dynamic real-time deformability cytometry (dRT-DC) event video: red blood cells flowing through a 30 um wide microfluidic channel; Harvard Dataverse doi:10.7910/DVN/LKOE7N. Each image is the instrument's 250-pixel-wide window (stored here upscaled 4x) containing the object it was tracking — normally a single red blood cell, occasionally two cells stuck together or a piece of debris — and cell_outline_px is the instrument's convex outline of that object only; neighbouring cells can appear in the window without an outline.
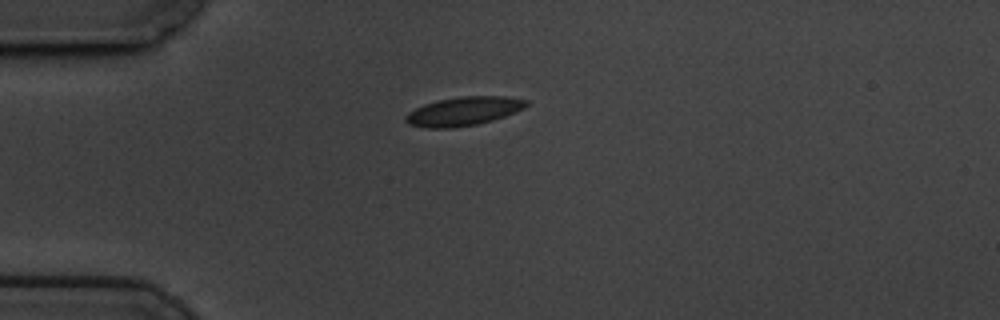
{"species": "common noctule bat (a hibernating species)", "species_latin": "Nyctalus noctula", "temperature_condition": "cold", "stored_images_in_passage": 45, "camera_frame_rate_fps": 3000, "um_per_image_px": 0.085, "animal": {"sex": "male", "body_mass_g": 19.5, "forearm_length_mm": 54.6}, "frame": {"image": 1, "passage_image": 1, "time_ms": 0.0, "image_size_px": [1000, 320], "cell_outline_px": [[528, 104], [524, 108], [516, 112], [492, 120], [476, 124], [452, 128], [424, 128], [408, 124], [404, 120], [404, 116], [408, 112], [424, 104], [436, 100], [460, 96], [504, 96], [528, 100]], "centroid_in_image_um": [39.37, 9.45], "position_along_channel_um": 45.6, "area_um2": 20.35}}
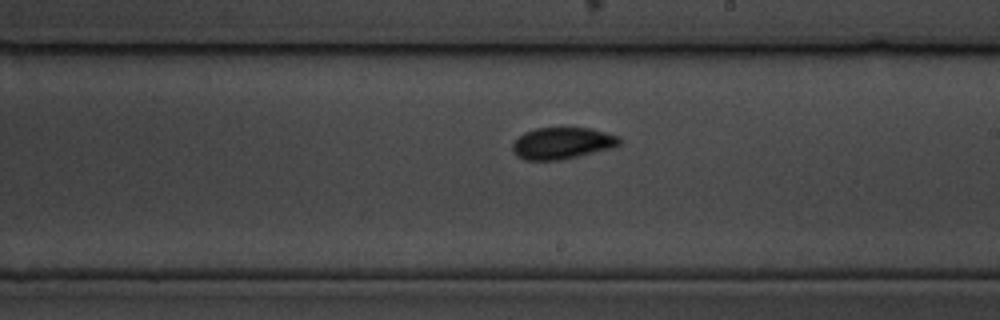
{"frame": {"image": 2, "passage_image": 20, "time_ms": 6.333, "image_size_px": [1000, 320], "cell_outline_px": [[620, 144], [612, 148], [560, 160], [524, 160], [516, 156], [512, 152], [512, 144], [524, 132], [536, 128], [592, 128], [620, 136]], "centroid_in_image_um": [47.78, 12.17], "position_along_channel_um": 241.2, "area_um2": 19.77}}
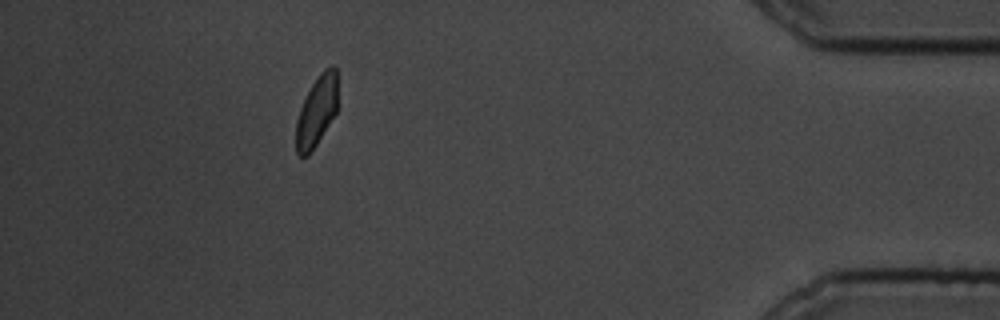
{"frame": {"image": 3, "passage_image": 39, "time_ms": 12.667, "image_size_px": [1000, 320], "cell_outline_px": [[336, 112], [316, 144], [308, 156], [300, 156], [296, 152], [296, 120], [300, 108], [312, 84], [320, 72], [324, 68], [332, 64], [336, 68]], "centroid_in_image_um": [26.9, 9.44], "position_along_channel_um": 408.3, "area_um2": 16.76}, "authors_computed_cell_mechanics": {"area_um2": 18.9584, "velocity_mm_per_s": 3.4124, "shape_relaxation_time_tau1_ms": 3.0879, "shape_relaxation_time_tau2_ms": null, "deformation_change_tau1": 0.0852, "deformation_change_tau2": null}}